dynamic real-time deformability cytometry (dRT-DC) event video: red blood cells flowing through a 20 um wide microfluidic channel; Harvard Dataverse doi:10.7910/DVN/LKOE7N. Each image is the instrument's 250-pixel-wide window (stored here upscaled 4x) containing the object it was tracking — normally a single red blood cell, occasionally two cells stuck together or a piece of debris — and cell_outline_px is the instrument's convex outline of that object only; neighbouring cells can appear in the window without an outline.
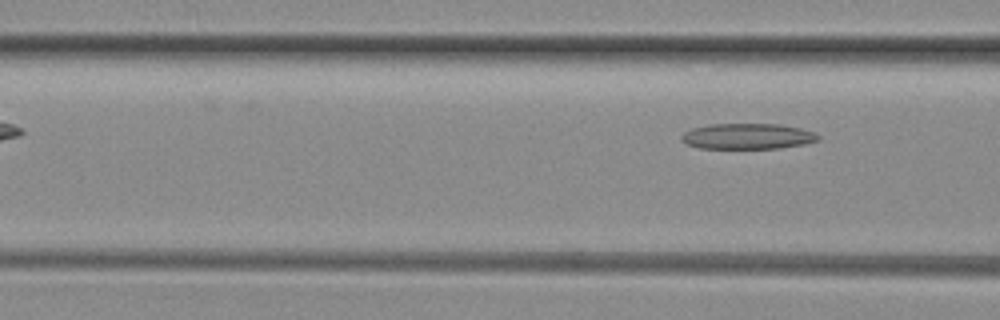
{"species": "common noctule bat (a hibernating species)", "species_latin": "Nyctalus noctula", "temperature_condition": "room temperature", "stored_images_in_passage": 6, "camera_frame_rate_fps": 3000, "um_per_image_px": 0.085, "animal": {"sex": "female", "body_mass_g": 29.2, "forearm_length_mm": 56.3}, "frame": {"image": 1, "passage_image": 6, "time_ms": 1.667, "image_size_px": [1000, 320], "cell_outline_px": [[820, 140], [804, 144], [780, 148], [700, 148], [684, 144], [680, 140], [680, 136], [684, 132], [692, 128], [708, 124], [780, 124], [800, 128], [816, 132], [820, 136]], "centroid_in_image_um": [63.53, 11.58], "position_along_channel_um": 103.1, "area_um2": 20.69}}